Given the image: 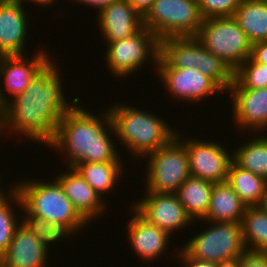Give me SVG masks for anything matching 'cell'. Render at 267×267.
<instances>
[{"label": "cell", "instance_id": "41", "mask_svg": "<svg viewBox=\"0 0 267 267\" xmlns=\"http://www.w3.org/2000/svg\"><path fill=\"white\" fill-rule=\"evenodd\" d=\"M0 177H1V175H0ZM0 180H1L0 182L2 183L3 180H2L1 178H0ZM0 185H1V184H0ZM4 193H5V192L3 191V188L0 187V196H2Z\"/></svg>", "mask_w": 267, "mask_h": 267}, {"label": "cell", "instance_id": "26", "mask_svg": "<svg viewBox=\"0 0 267 267\" xmlns=\"http://www.w3.org/2000/svg\"><path fill=\"white\" fill-rule=\"evenodd\" d=\"M247 251L267 253V213L260 206H248L241 219Z\"/></svg>", "mask_w": 267, "mask_h": 267}, {"label": "cell", "instance_id": "35", "mask_svg": "<svg viewBox=\"0 0 267 267\" xmlns=\"http://www.w3.org/2000/svg\"><path fill=\"white\" fill-rule=\"evenodd\" d=\"M250 58L254 62L267 65V41L253 43Z\"/></svg>", "mask_w": 267, "mask_h": 267}, {"label": "cell", "instance_id": "13", "mask_svg": "<svg viewBox=\"0 0 267 267\" xmlns=\"http://www.w3.org/2000/svg\"><path fill=\"white\" fill-rule=\"evenodd\" d=\"M160 80L172 98L188 103L206 100V97L225 93L212 79L196 69L156 68ZM197 100V101H196Z\"/></svg>", "mask_w": 267, "mask_h": 267}, {"label": "cell", "instance_id": "25", "mask_svg": "<svg viewBox=\"0 0 267 267\" xmlns=\"http://www.w3.org/2000/svg\"><path fill=\"white\" fill-rule=\"evenodd\" d=\"M73 168L84 180L102 197V194L113 190L117 180L122 175V161H110L101 163H76Z\"/></svg>", "mask_w": 267, "mask_h": 267}, {"label": "cell", "instance_id": "17", "mask_svg": "<svg viewBox=\"0 0 267 267\" xmlns=\"http://www.w3.org/2000/svg\"><path fill=\"white\" fill-rule=\"evenodd\" d=\"M61 173L56 180L62 186L65 195L70 199L74 208L90 224V221L103 215L106 203L101 196L84 180L73 167ZM103 199V200H102ZM95 216V217H94Z\"/></svg>", "mask_w": 267, "mask_h": 267}, {"label": "cell", "instance_id": "12", "mask_svg": "<svg viewBox=\"0 0 267 267\" xmlns=\"http://www.w3.org/2000/svg\"><path fill=\"white\" fill-rule=\"evenodd\" d=\"M47 52L45 49H41L31 59H27L28 55L3 56L0 62V77L2 78V82H4L6 92L11 95V99L7 94H4L5 89L3 88L2 90L1 83L0 109L9 99L12 100L15 96L22 94L39 72L51 61L50 54H47Z\"/></svg>", "mask_w": 267, "mask_h": 267}, {"label": "cell", "instance_id": "4", "mask_svg": "<svg viewBox=\"0 0 267 267\" xmlns=\"http://www.w3.org/2000/svg\"><path fill=\"white\" fill-rule=\"evenodd\" d=\"M49 182V183H48ZM22 200L23 215H36L47 221L58 223L73 236L74 232L89 224L74 208L59 182L28 180L13 185ZM82 227V228H81Z\"/></svg>", "mask_w": 267, "mask_h": 267}, {"label": "cell", "instance_id": "2", "mask_svg": "<svg viewBox=\"0 0 267 267\" xmlns=\"http://www.w3.org/2000/svg\"><path fill=\"white\" fill-rule=\"evenodd\" d=\"M78 105L62 116L54 138L46 146L67 154L68 167L76 163L121 161L110 136L116 137L108 110L95 116Z\"/></svg>", "mask_w": 267, "mask_h": 267}, {"label": "cell", "instance_id": "19", "mask_svg": "<svg viewBox=\"0 0 267 267\" xmlns=\"http://www.w3.org/2000/svg\"><path fill=\"white\" fill-rule=\"evenodd\" d=\"M128 221V237L139 258L152 262L163 255L170 242V234L158 226L147 222L135 210Z\"/></svg>", "mask_w": 267, "mask_h": 267}, {"label": "cell", "instance_id": "23", "mask_svg": "<svg viewBox=\"0 0 267 267\" xmlns=\"http://www.w3.org/2000/svg\"><path fill=\"white\" fill-rule=\"evenodd\" d=\"M233 17L252 44L267 41V0H242Z\"/></svg>", "mask_w": 267, "mask_h": 267}, {"label": "cell", "instance_id": "15", "mask_svg": "<svg viewBox=\"0 0 267 267\" xmlns=\"http://www.w3.org/2000/svg\"><path fill=\"white\" fill-rule=\"evenodd\" d=\"M26 10L18 0H0V54L22 56L28 29Z\"/></svg>", "mask_w": 267, "mask_h": 267}, {"label": "cell", "instance_id": "18", "mask_svg": "<svg viewBox=\"0 0 267 267\" xmlns=\"http://www.w3.org/2000/svg\"><path fill=\"white\" fill-rule=\"evenodd\" d=\"M49 250L21 222L6 252L1 267H48Z\"/></svg>", "mask_w": 267, "mask_h": 267}, {"label": "cell", "instance_id": "10", "mask_svg": "<svg viewBox=\"0 0 267 267\" xmlns=\"http://www.w3.org/2000/svg\"><path fill=\"white\" fill-rule=\"evenodd\" d=\"M176 136L184 141L183 143L186 146L191 176L213 183L227 181L228 170L233 161L232 152L226 151L222 144L220 145L214 141L205 142V140L192 138L182 140L183 137H181V134L179 136L178 131Z\"/></svg>", "mask_w": 267, "mask_h": 267}, {"label": "cell", "instance_id": "24", "mask_svg": "<svg viewBox=\"0 0 267 267\" xmlns=\"http://www.w3.org/2000/svg\"><path fill=\"white\" fill-rule=\"evenodd\" d=\"M227 182L247 207L259 206L267 187L265 178L242 169L234 161L230 164Z\"/></svg>", "mask_w": 267, "mask_h": 267}, {"label": "cell", "instance_id": "7", "mask_svg": "<svg viewBox=\"0 0 267 267\" xmlns=\"http://www.w3.org/2000/svg\"><path fill=\"white\" fill-rule=\"evenodd\" d=\"M144 158L148 162L145 192L175 193L191 176L186 146L177 136Z\"/></svg>", "mask_w": 267, "mask_h": 267}, {"label": "cell", "instance_id": "30", "mask_svg": "<svg viewBox=\"0 0 267 267\" xmlns=\"http://www.w3.org/2000/svg\"><path fill=\"white\" fill-rule=\"evenodd\" d=\"M23 217L20 222H22L47 249H49L50 243L59 242L61 238L63 239L69 235L71 236V233L58 223L47 221L36 215H25Z\"/></svg>", "mask_w": 267, "mask_h": 267}, {"label": "cell", "instance_id": "14", "mask_svg": "<svg viewBox=\"0 0 267 267\" xmlns=\"http://www.w3.org/2000/svg\"><path fill=\"white\" fill-rule=\"evenodd\" d=\"M228 91L233 99L235 124L243 130L250 128L252 132L263 133L267 129V88H238L232 82Z\"/></svg>", "mask_w": 267, "mask_h": 267}, {"label": "cell", "instance_id": "31", "mask_svg": "<svg viewBox=\"0 0 267 267\" xmlns=\"http://www.w3.org/2000/svg\"><path fill=\"white\" fill-rule=\"evenodd\" d=\"M233 83L238 88H267V65L254 62L249 57L234 72Z\"/></svg>", "mask_w": 267, "mask_h": 267}, {"label": "cell", "instance_id": "22", "mask_svg": "<svg viewBox=\"0 0 267 267\" xmlns=\"http://www.w3.org/2000/svg\"><path fill=\"white\" fill-rule=\"evenodd\" d=\"M213 186L211 181L190 176L175 192L193 222L206 216Z\"/></svg>", "mask_w": 267, "mask_h": 267}, {"label": "cell", "instance_id": "33", "mask_svg": "<svg viewBox=\"0 0 267 267\" xmlns=\"http://www.w3.org/2000/svg\"><path fill=\"white\" fill-rule=\"evenodd\" d=\"M241 267H267V253L246 250L241 255Z\"/></svg>", "mask_w": 267, "mask_h": 267}, {"label": "cell", "instance_id": "3", "mask_svg": "<svg viewBox=\"0 0 267 267\" xmlns=\"http://www.w3.org/2000/svg\"><path fill=\"white\" fill-rule=\"evenodd\" d=\"M113 106L106 110L109 112L115 136L120 144L128 148L133 158L136 156V159H144V156L167 145L176 136L175 128L149 111L123 103Z\"/></svg>", "mask_w": 267, "mask_h": 267}, {"label": "cell", "instance_id": "39", "mask_svg": "<svg viewBox=\"0 0 267 267\" xmlns=\"http://www.w3.org/2000/svg\"><path fill=\"white\" fill-rule=\"evenodd\" d=\"M23 6H24V4H23V2L25 1H31V2H33V3H35V5L37 4L38 6H40V5H42V6H47V5H52V3H54V1H56V0H18Z\"/></svg>", "mask_w": 267, "mask_h": 267}, {"label": "cell", "instance_id": "38", "mask_svg": "<svg viewBox=\"0 0 267 267\" xmlns=\"http://www.w3.org/2000/svg\"><path fill=\"white\" fill-rule=\"evenodd\" d=\"M216 267H241V255L221 260Z\"/></svg>", "mask_w": 267, "mask_h": 267}, {"label": "cell", "instance_id": "6", "mask_svg": "<svg viewBox=\"0 0 267 267\" xmlns=\"http://www.w3.org/2000/svg\"><path fill=\"white\" fill-rule=\"evenodd\" d=\"M202 21L197 0H154L143 17L144 27L159 41L171 37H196Z\"/></svg>", "mask_w": 267, "mask_h": 267}, {"label": "cell", "instance_id": "11", "mask_svg": "<svg viewBox=\"0 0 267 267\" xmlns=\"http://www.w3.org/2000/svg\"><path fill=\"white\" fill-rule=\"evenodd\" d=\"M146 196L133 205L135 210L147 222L173 234L178 229H187L193 220L187 215L175 193L145 192Z\"/></svg>", "mask_w": 267, "mask_h": 267}, {"label": "cell", "instance_id": "29", "mask_svg": "<svg viewBox=\"0 0 267 267\" xmlns=\"http://www.w3.org/2000/svg\"><path fill=\"white\" fill-rule=\"evenodd\" d=\"M198 70L212 79L223 91L229 90L234 72L216 55L207 51L199 41Z\"/></svg>", "mask_w": 267, "mask_h": 267}, {"label": "cell", "instance_id": "40", "mask_svg": "<svg viewBox=\"0 0 267 267\" xmlns=\"http://www.w3.org/2000/svg\"><path fill=\"white\" fill-rule=\"evenodd\" d=\"M259 206L267 213V187Z\"/></svg>", "mask_w": 267, "mask_h": 267}, {"label": "cell", "instance_id": "16", "mask_svg": "<svg viewBox=\"0 0 267 267\" xmlns=\"http://www.w3.org/2000/svg\"><path fill=\"white\" fill-rule=\"evenodd\" d=\"M100 31L106 43L123 40L140 31L143 17L126 1L118 0L97 14Z\"/></svg>", "mask_w": 267, "mask_h": 267}, {"label": "cell", "instance_id": "37", "mask_svg": "<svg viewBox=\"0 0 267 267\" xmlns=\"http://www.w3.org/2000/svg\"><path fill=\"white\" fill-rule=\"evenodd\" d=\"M80 2L81 4L94 7L95 9H98V12H101L105 7H108L114 2H117L118 0H75V2Z\"/></svg>", "mask_w": 267, "mask_h": 267}, {"label": "cell", "instance_id": "34", "mask_svg": "<svg viewBox=\"0 0 267 267\" xmlns=\"http://www.w3.org/2000/svg\"><path fill=\"white\" fill-rule=\"evenodd\" d=\"M178 250L176 249L177 252H175L176 255L174 256H177V257L179 256L180 262H182V266L184 267H216L215 262L192 258L182 248Z\"/></svg>", "mask_w": 267, "mask_h": 267}, {"label": "cell", "instance_id": "42", "mask_svg": "<svg viewBox=\"0 0 267 267\" xmlns=\"http://www.w3.org/2000/svg\"><path fill=\"white\" fill-rule=\"evenodd\" d=\"M1 135H2V134H1V123H0V137H1ZM0 139H1V138H0Z\"/></svg>", "mask_w": 267, "mask_h": 267}, {"label": "cell", "instance_id": "28", "mask_svg": "<svg viewBox=\"0 0 267 267\" xmlns=\"http://www.w3.org/2000/svg\"><path fill=\"white\" fill-rule=\"evenodd\" d=\"M0 196V255L2 256L14 236L16 228L19 226V220H17V213L13 211L12 202L18 206H22V200L18 191L11 186L9 192H6ZM18 222V223H17Z\"/></svg>", "mask_w": 267, "mask_h": 267}, {"label": "cell", "instance_id": "1", "mask_svg": "<svg viewBox=\"0 0 267 267\" xmlns=\"http://www.w3.org/2000/svg\"><path fill=\"white\" fill-rule=\"evenodd\" d=\"M57 67L51 60L22 94L0 109L1 134L8 128L44 145L54 138L62 116L80 102L79 97L67 102Z\"/></svg>", "mask_w": 267, "mask_h": 267}, {"label": "cell", "instance_id": "27", "mask_svg": "<svg viewBox=\"0 0 267 267\" xmlns=\"http://www.w3.org/2000/svg\"><path fill=\"white\" fill-rule=\"evenodd\" d=\"M252 138L248 143L235 148L233 161L242 169L248 170L267 180V133Z\"/></svg>", "mask_w": 267, "mask_h": 267}, {"label": "cell", "instance_id": "21", "mask_svg": "<svg viewBox=\"0 0 267 267\" xmlns=\"http://www.w3.org/2000/svg\"><path fill=\"white\" fill-rule=\"evenodd\" d=\"M246 208L227 181L214 183L208 212L201 221L241 222Z\"/></svg>", "mask_w": 267, "mask_h": 267}, {"label": "cell", "instance_id": "8", "mask_svg": "<svg viewBox=\"0 0 267 267\" xmlns=\"http://www.w3.org/2000/svg\"><path fill=\"white\" fill-rule=\"evenodd\" d=\"M212 226L192 237L183 250L192 258L218 263L246 251L241 222H209Z\"/></svg>", "mask_w": 267, "mask_h": 267}, {"label": "cell", "instance_id": "32", "mask_svg": "<svg viewBox=\"0 0 267 267\" xmlns=\"http://www.w3.org/2000/svg\"><path fill=\"white\" fill-rule=\"evenodd\" d=\"M242 0H197L201 17H232Z\"/></svg>", "mask_w": 267, "mask_h": 267}, {"label": "cell", "instance_id": "5", "mask_svg": "<svg viewBox=\"0 0 267 267\" xmlns=\"http://www.w3.org/2000/svg\"><path fill=\"white\" fill-rule=\"evenodd\" d=\"M196 38L207 51L220 58L233 72L251 54L252 43L233 16L204 19Z\"/></svg>", "mask_w": 267, "mask_h": 267}, {"label": "cell", "instance_id": "20", "mask_svg": "<svg viewBox=\"0 0 267 267\" xmlns=\"http://www.w3.org/2000/svg\"><path fill=\"white\" fill-rule=\"evenodd\" d=\"M199 40L196 37H171L159 41L156 68L198 69Z\"/></svg>", "mask_w": 267, "mask_h": 267}, {"label": "cell", "instance_id": "9", "mask_svg": "<svg viewBox=\"0 0 267 267\" xmlns=\"http://www.w3.org/2000/svg\"><path fill=\"white\" fill-rule=\"evenodd\" d=\"M105 64L117 78L134 74L135 70L145 65L151 58L157 66L159 57V40L149 29L143 27L140 31L123 40L106 45ZM151 56V57H150Z\"/></svg>", "mask_w": 267, "mask_h": 267}, {"label": "cell", "instance_id": "36", "mask_svg": "<svg viewBox=\"0 0 267 267\" xmlns=\"http://www.w3.org/2000/svg\"><path fill=\"white\" fill-rule=\"evenodd\" d=\"M142 17L151 9L154 0H126Z\"/></svg>", "mask_w": 267, "mask_h": 267}]
</instances>
